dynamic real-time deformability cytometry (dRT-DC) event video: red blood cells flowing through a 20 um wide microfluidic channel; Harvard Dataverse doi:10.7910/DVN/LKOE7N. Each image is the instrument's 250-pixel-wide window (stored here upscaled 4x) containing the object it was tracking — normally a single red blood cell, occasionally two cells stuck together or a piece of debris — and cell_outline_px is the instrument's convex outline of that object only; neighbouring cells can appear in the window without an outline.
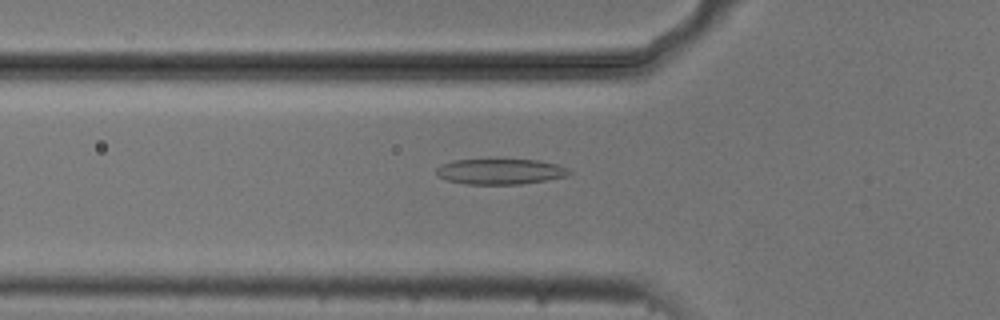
{"species": "common noctule bat (a hibernating species)", "species_latin": "Nyctalus noctula", "temperature_condition": "cold", "stored_images_in_passage": 53, "camera_frame_rate_fps": 3000, "um_per_image_px": 0.085, "animal": {"sex": "male", "body_mass_g": 20.5, "forearm_length_mm": 52.5}, "frame": {"image": 1, "passage_image": 18, "time_ms": 5.667, "image_size_px": [1000, 320], "cell_outline_px": [[572, 172], [568, 176], [520, 184], [468, 184], [448, 180], [436, 176], [436, 168], [440, 164], [452, 160], [540, 160], [556, 164], [568, 168]], "centroid_in_image_um": [42.51, 14.58], "position_along_channel_um": 83.3, "area_um2": 19.71}}
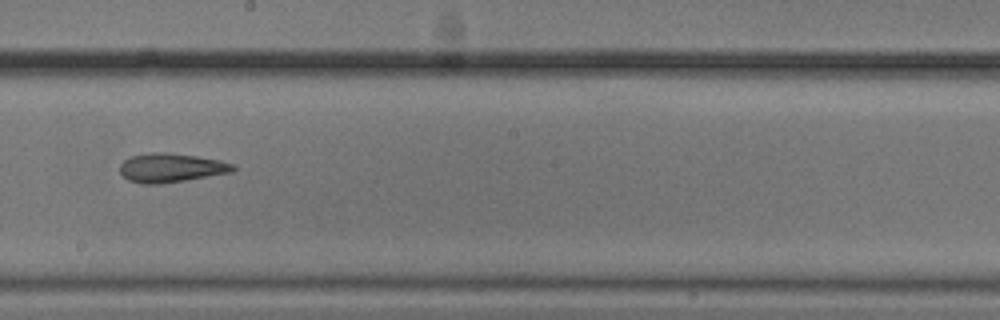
{"frame": {"image": 2, "passage_image": 30, "time_ms": 9.667, "image_size_px": [1000, 320], "cell_outline_px": [[236, 168], [232, 172], [184, 180], [156, 184], [140, 184], [128, 180], [120, 172], [120, 164], [124, 160], [132, 156], [152, 152], [164, 152], [196, 156], [220, 160], [232, 164]], "centroid_in_image_um": [14.51, 14.26], "position_along_channel_um": 233.7, "area_um2": 18.9}}
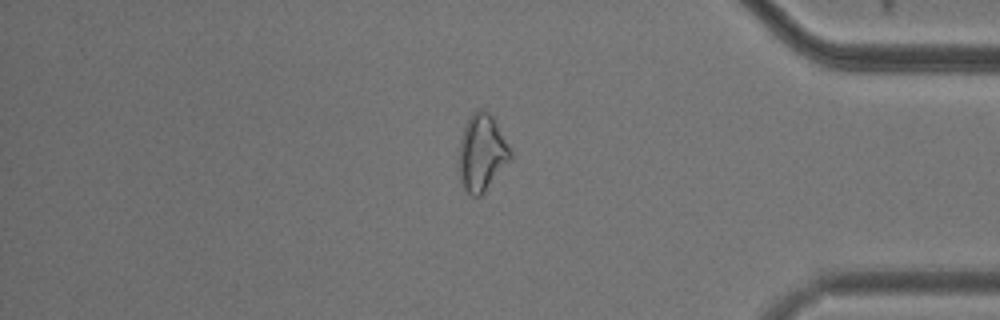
{"frame": {"image": 3, "passage_image": 45, "time_ms": 14.667, "image_size_px": [1000, 320], "cell_outline_px": [[512, 160], [484, 192], [480, 196], [472, 196], [464, 192], [460, 184], [456, 172], [460, 140], [464, 128], [472, 112], [476, 108], [480, 108], [488, 112], [492, 116], [512, 152]], "centroid_in_image_um": [40.91, 13.05], "position_along_channel_um": 394.3, "area_um2": 23.7}, "authors_computed_cell_mechanics": {"area_um2": 20.808, "velocity_mm_per_s": 3.7249, "shape_relaxation_time_tau1_ms": 3.7573, "shape_relaxation_time_tau2_ms": 3.3348, "deformation_change_tau1": 0.1121, "deformation_change_tau2": 0.1036}}